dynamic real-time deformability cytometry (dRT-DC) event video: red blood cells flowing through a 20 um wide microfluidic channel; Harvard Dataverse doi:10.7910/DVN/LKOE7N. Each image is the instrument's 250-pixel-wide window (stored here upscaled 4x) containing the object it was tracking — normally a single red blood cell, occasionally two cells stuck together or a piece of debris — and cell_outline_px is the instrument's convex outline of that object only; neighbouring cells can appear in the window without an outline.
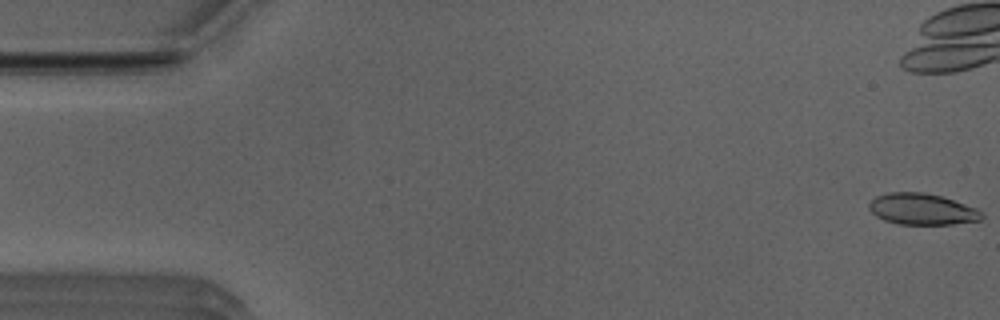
{"species": "Egyptian fruit bat (a non-hibernating species)", "species_latin": "Rousettus aegyptiacus", "temperature_condition": "room temperature", "stored_images_in_passage": 53, "camera_frame_rate_fps": 3000, "um_per_image_px": 0.085, "animal": {"sex": "male"}, "frame": {"image": 1, "passage_image": 1, "time_ms": 0.0, "image_size_px": [1000, 320], "cell_outline_px": [[984, 216], [980, 220], [952, 224], [900, 224], [884, 220], [876, 216], [868, 208], [868, 204], [876, 196], [888, 192], [924, 192], [940, 196], [976, 208]], "centroid_in_image_um": [78.34, 17.77], "position_along_channel_um": 6.7, "area_um2": 20.35}, "authors_computed_cell_mechanics": {"area_um2": 21.675, "velocity_mm_per_s": 3.9214, "shape_relaxation_time_tau1_ms": 7.1802, "shape_relaxation_time_tau2_ms": 1.9237, "deformation_change_tau1": 0.1956, "deformation_change_tau2": 0.0905}}